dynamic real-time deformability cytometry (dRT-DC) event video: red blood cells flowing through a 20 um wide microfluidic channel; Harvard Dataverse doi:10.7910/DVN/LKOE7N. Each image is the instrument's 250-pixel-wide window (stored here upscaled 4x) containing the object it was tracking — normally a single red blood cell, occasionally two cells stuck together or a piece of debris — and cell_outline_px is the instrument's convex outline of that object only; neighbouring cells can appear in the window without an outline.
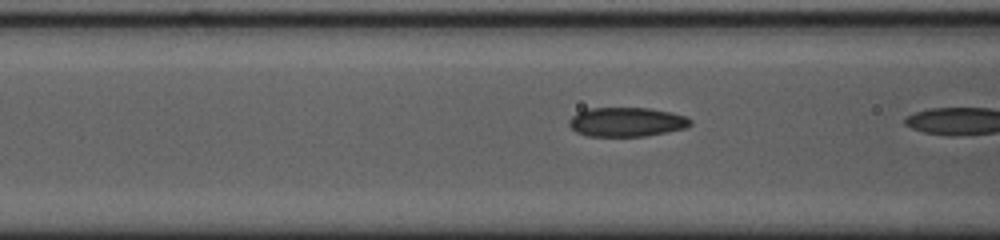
{"species": "common noctule bat (a hibernating species)", "species_latin": "Nyctalus noctula", "temperature_condition": "cold", "stored_images_in_passage": 7, "camera_frame_rate_fps": 3000, "um_per_image_px": 0.085, "animal": {"sex": "female", "body_mass_g": 23.0, "forearm_length_mm": 53.4}, "frame": {"image": 1, "passage_image": 6, "time_ms": 1.667, "image_size_px": [1000, 240], "cell_outline_px": [[692, 124], [684, 128], [644, 136], [588, 136], [576, 132], [568, 124], [568, 120], [572, 116], [580, 112], [592, 108], [648, 108], [688, 116], [692, 120]], "centroid_in_image_um": [53.26, 10.37], "position_along_channel_um": 113.3, "area_um2": 20.46}}